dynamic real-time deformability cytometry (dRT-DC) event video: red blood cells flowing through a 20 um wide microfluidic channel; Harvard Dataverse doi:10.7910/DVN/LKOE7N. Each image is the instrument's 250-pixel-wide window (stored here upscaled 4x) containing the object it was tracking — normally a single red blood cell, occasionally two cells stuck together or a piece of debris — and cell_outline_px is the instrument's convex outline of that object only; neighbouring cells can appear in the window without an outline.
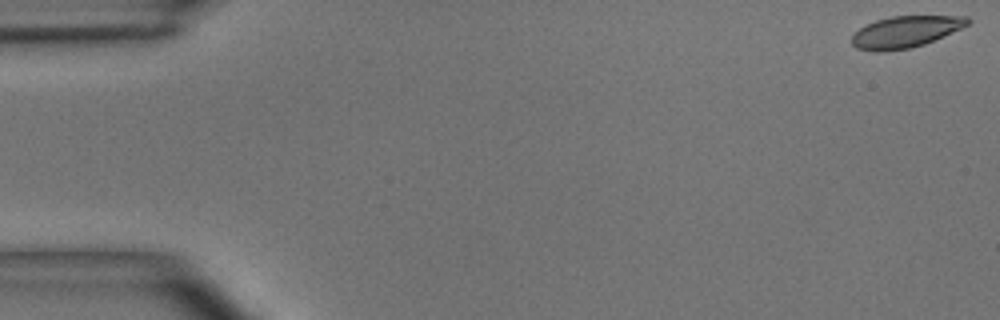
{"species": "common noctule bat (a hibernating species)", "species_latin": "Nyctalus noctula", "temperature_condition": "room temperature", "stored_images_in_passage": 49, "camera_frame_rate_fps": 3000, "um_per_image_px": 0.085, "animal": {"sex": "male", "body_mass_g": 15.6}, "frame": {"image": 1, "passage_image": 1, "time_ms": 0.0, "image_size_px": [1000, 320], "cell_outline_px": [[972, 20], [968, 24], [960, 28], [924, 44], [908, 48], [884, 52], [876, 52], [856, 48], [852, 44], [852, 36], [860, 28], [876, 20], [892, 16], [968, 16]], "centroid_in_image_um": [76.94, 2.7], "position_along_channel_um": 8.1, "area_um2": 21.04}}
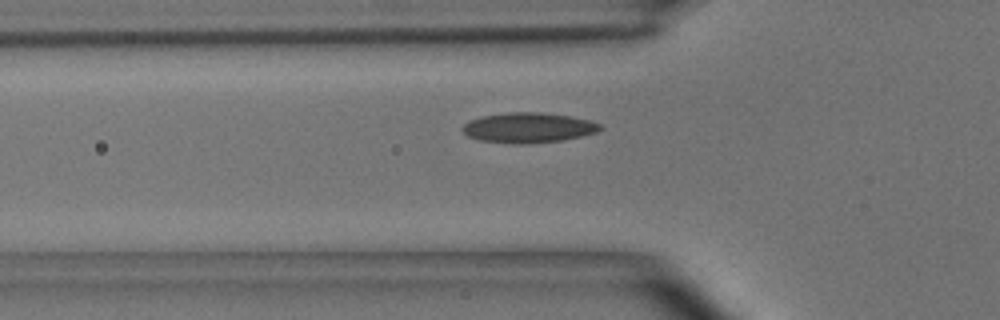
{"frame": {"image": 2, "passage_image": 17, "time_ms": 5.333, "image_size_px": [1000, 320], "cell_outline_px": [[604, 128], [596, 132], [564, 140], [528, 144], [516, 144], [480, 140], [468, 136], [460, 128], [464, 124], [480, 116], [508, 112], [540, 112], [572, 116], [592, 120], [600, 124]], "centroid_in_image_um": [44.94, 10.85], "position_along_channel_um": 80.9, "area_um2": 24.33}}
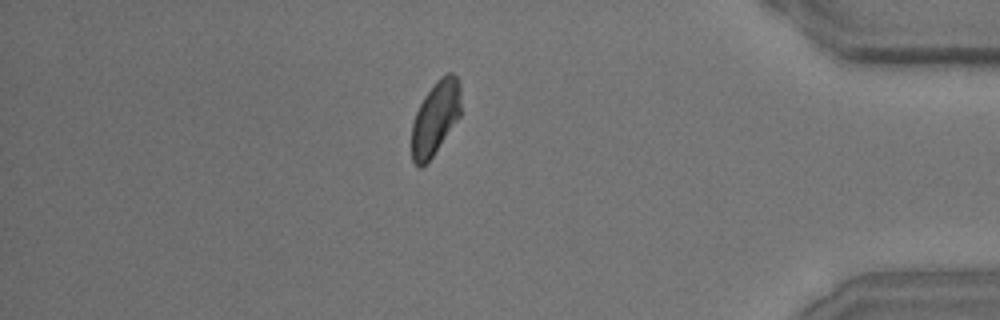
{"frame": {"image": 3, "passage_image": 44, "time_ms": 14.333, "image_size_px": [1000, 320], "cell_outline_px": [[460, 116], [432, 156], [420, 168], [412, 160], [412, 124], [416, 112], [424, 96], [440, 76], [444, 72], [452, 72], [460, 80]], "centroid_in_image_um": [37.02, 9.97], "position_along_channel_um": 398.2, "area_um2": 20.98}}